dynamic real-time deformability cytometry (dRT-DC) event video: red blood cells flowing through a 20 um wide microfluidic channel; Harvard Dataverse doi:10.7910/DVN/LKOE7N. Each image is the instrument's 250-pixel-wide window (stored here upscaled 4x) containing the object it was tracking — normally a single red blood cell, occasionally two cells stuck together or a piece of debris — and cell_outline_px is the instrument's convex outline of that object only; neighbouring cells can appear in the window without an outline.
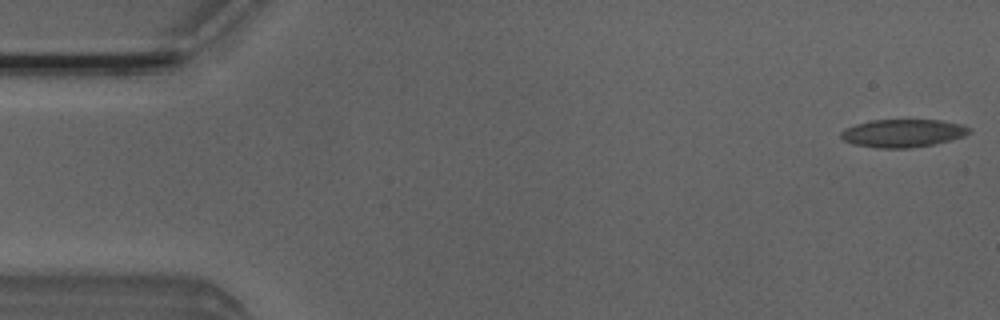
{"species": "Egyptian fruit bat (a non-hibernating species)", "species_latin": "Rousettus aegyptiacus", "temperature_condition": "room temperature", "stored_images_in_passage": 7, "camera_frame_rate_fps": 3000, "um_per_image_px": 0.085, "animal": {"sex": "male"}, "frame": {"image": 1, "passage_image": 1, "time_ms": 0.0, "image_size_px": [1000, 320], "cell_outline_px": [[972, 132], [964, 136], [932, 144], [912, 148], [876, 148], [852, 144], [844, 140], [840, 136], [840, 132], [844, 128], [856, 124], [872, 120], [940, 120], [964, 124], [972, 128]], "centroid_in_image_um": [76.75, 11.31], "position_along_channel_um": 8.3, "area_um2": 21.04}}